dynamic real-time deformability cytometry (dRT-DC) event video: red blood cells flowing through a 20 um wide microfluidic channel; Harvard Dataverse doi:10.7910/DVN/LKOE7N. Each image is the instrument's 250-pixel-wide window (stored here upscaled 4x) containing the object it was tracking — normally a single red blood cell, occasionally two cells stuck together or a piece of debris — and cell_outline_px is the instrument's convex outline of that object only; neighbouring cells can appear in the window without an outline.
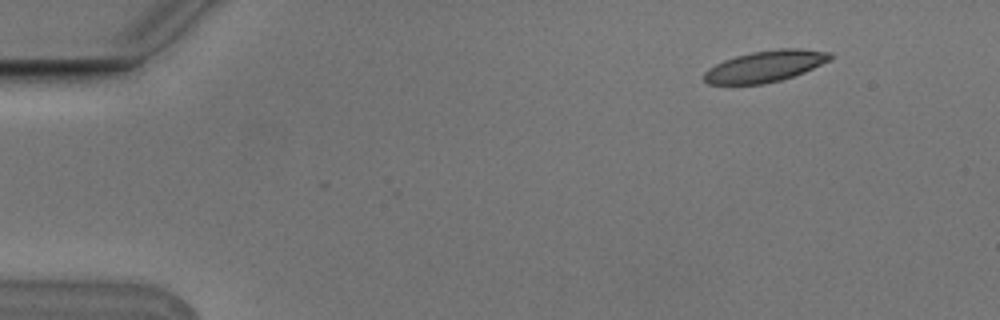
{"species": "Egyptian fruit bat (a non-hibernating species)", "species_latin": "Rousettus aegyptiacus", "temperature_condition": "cold", "stored_images_in_passage": 3, "camera_frame_rate_fps": 3000, "um_per_image_px": 0.085, "animal": {"sex": "male"}, "frame": {"image": 1, "passage_image": 1, "time_ms": 0.0, "image_size_px": [1000, 320], "cell_outline_px": [[836, 56], [832, 60], [804, 72], [780, 80], [764, 84], [708, 84], [704, 80], [704, 72], [708, 68], [724, 60], [736, 56], [752, 52], [776, 48], [800, 48], [832, 52]], "centroid_in_image_um": [65.1, 5.61], "position_along_channel_um": 19.9, "area_um2": 23.24}}